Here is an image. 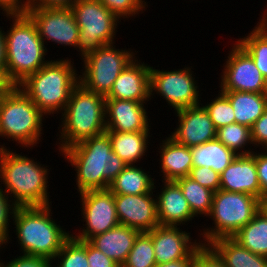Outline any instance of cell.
Masks as SVG:
<instances>
[{
  "label": "cell",
  "mask_w": 267,
  "mask_h": 267,
  "mask_svg": "<svg viewBox=\"0 0 267 267\" xmlns=\"http://www.w3.org/2000/svg\"><path fill=\"white\" fill-rule=\"evenodd\" d=\"M174 115L178 118L176 128L168 135L177 143L191 148L216 138L217 129L202 103L176 111Z\"/></svg>",
  "instance_id": "obj_16"
},
{
  "label": "cell",
  "mask_w": 267,
  "mask_h": 267,
  "mask_svg": "<svg viewBox=\"0 0 267 267\" xmlns=\"http://www.w3.org/2000/svg\"><path fill=\"white\" fill-rule=\"evenodd\" d=\"M180 228V226L158 225L147 232L152 237L156 264L187 258L201 244L198 239L192 238L191 232L187 233Z\"/></svg>",
  "instance_id": "obj_17"
},
{
  "label": "cell",
  "mask_w": 267,
  "mask_h": 267,
  "mask_svg": "<svg viewBox=\"0 0 267 267\" xmlns=\"http://www.w3.org/2000/svg\"><path fill=\"white\" fill-rule=\"evenodd\" d=\"M148 102L131 100L106 99V131L139 132L150 131ZM149 120V121H148ZM150 127V128H149Z\"/></svg>",
  "instance_id": "obj_18"
},
{
  "label": "cell",
  "mask_w": 267,
  "mask_h": 267,
  "mask_svg": "<svg viewBox=\"0 0 267 267\" xmlns=\"http://www.w3.org/2000/svg\"><path fill=\"white\" fill-rule=\"evenodd\" d=\"M52 263V267H89L87 241L76 240L71 236L55 255Z\"/></svg>",
  "instance_id": "obj_33"
},
{
  "label": "cell",
  "mask_w": 267,
  "mask_h": 267,
  "mask_svg": "<svg viewBox=\"0 0 267 267\" xmlns=\"http://www.w3.org/2000/svg\"><path fill=\"white\" fill-rule=\"evenodd\" d=\"M255 164L257 167L258 181L261 187V201H267V149L255 150ZM258 152V153H257Z\"/></svg>",
  "instance_id": "obj_40"
},
{
  "label": "cell",
  "mask_w": 267,
  "mask_h": 267,
  "mask_svg": "<svg viewBox=\"0 0 267 267\" xmlns=\"http://www.w3.org/2000/svg\"><path fill=\"white\" fill-rule=\"evenodd\" d=\"M220 189L253 195L261 200V187L255 164V151L249 155H237L220 174Z\"/></svg>",
  "instance_id": "obj_20"
},
{
  "label": "cell",
  "mask_w": 267,
  "mask_h": 267,
  "mask_svg": "<svg viewBox=\"0 0 267 267\" xmlns=\"http://www.w3.org/2000/svg\"><path fill=\"white\" fill-rule=\"evenodd\" d=\"M176 182L180 186L183 196L187 199L193 215L195 217L202 215L207 218L211 211L214 191L201 186L188 176L177 179Z\"/></svg>",
  "instance_id": "obj_30"
},
{
  "label": "cell",
  "mask_w": 267,
  "mask_h": 267,
  "mask_svg": "<svg viewBox=\"0 0 267 267\" xmlns=\"http://www.w3.org/2000/svg\"><path fill=\"white\" fill-rule=\"evenodd\" d=\"M87 260L89 267H120L114 260L97 250L87 241Z\"/></svg>",
  "instance_id": "obj_43"
},
{
  "label": "cell",
  "mask_w": 267,
  "mask_h": 267,
  "mask_svg": "<svg viewBox=\"0 0 267 267\" xmlns=\"http://www.w3.org/2000/svg\"><path fill=\"white\" fill-rule=\"evenodd\" d=\"M31 0H0L2 15L26 14Z\"/></svg>",
  "instance_id": "obj_44"
},
{
  "label": "cell",
  "mask_w": 267,
  "mask_h": 267,
  "mask_svg": "<svg viewBox=\"0 0 267 267\" xmlns=\"http://www.w3.org/2000/svg\"><path fill=\"white\" fill-rule=\"evenodd\" d=\"M114 201L120 224L139 232H149L160 225L154 193L114 194Z\"/></svg>",
  "instance_id": "obj_15"
},
{
  "label": "cell",
  "mask_w": 267,
  "mask_h": 267,
  "mask_svg": "<svg viewBox=\"0 0 267 267\" xmlns=\"http://www.w3.org/2000/svg\"><path fill=\"white\" fill-rule=\"evenodd\" d=\"M17 207L8 194L0 187V249L2 250L5 248V245L7 247L11 242L9 241L11 240L9 227Z\"/></svg>",
  "instance_id": "obj_37"
},
{
  "label": "cell",
  "mask_w": 267,
  "mask_h": 267,
  "mask_svg": "<svg viewBox=\"0 0 267 267\" xmlns=\"http://www.w3.org/2000/svg\"><path fill=\"white\" fill-rule=\"evenodd\" d=\"M160 141L158 148L160 159L159 174L164 181H176L177 179L189 176L192 164V154L190 148L177 143L169 135ZM162 142V143H161ZM160 150V151H159ZM161 162V163H160Z\"/></svg>",
  "instance_id": "obj_22"
},
{
  "label": "cell",
  "mask_w": 267,
  "mask_h": 267,
  "mask_svg": "<svg viewBox=\"0 0 267 267\" xmlns=\"http://www.w3.org/2000/svg\"><path fill=\"white\" fill-rule=\"evenodd\" d=\"M193 167H209L221 174L237 154L217 138L190 148Z\"/></svg>",
  "instance_id": "obj_28"
},
{
  "label": "cell",
  "mask_w": 267,
  "mask_h": 267,
  "mask_svg": "<svg viewBox=\"0 0 267 267\" xmlns=\"http://www.w3.org/2000/svg\"><path fill=\"white\" fill-rule=\"evenodd\" d=\"M112 143V151L115 152L127 165L140 163L146 156L149 148L150 131L118 132L106 131ZM149 143V144H148Z\"/></svg>",
  "instance_id": "obj_25"
},
{
  "label": "cell",
  "mask_w": 267,
  "mask_h": 267,
  "mask_svg": "<svg viewBox=\"0 0 267 267\" xmlns=\"http://www.w3.org/2000/svg\"><path fill=\"white\" fill-rule=\"evenodd\" d=\"M139 233L136 229L119 224L102 234L92 237L88 242L121 267Z\"/></svg>",
  "instance_id": "obj_23"
},
{
  "label": "cell",
  "mask_w": 267,
  "mask_h": 267,
  "mask_svg": "<svg viewBox=\"0 0 267 267\" xmlns=\"http://www.w3.org/2000/svg\"><path fill=\"white\" fill-rule=\"evenodd\" d=\"M267 9L262 13V18L259 19V22H257L260 26H262L267 31Z\"/></svg>",
  "instance_id": "obj_48"
},
{
  "label": "cell",
  "mask_w": 267,
  "mask_h": 267,
  "mask_svg": "<svg viewBox=\"0 0 267 267\" xmlns=\"http://www.w3.org/2000/svg\"><path fill=\"white\" fill-rule=\"evenodd\" d=\"M48 60L46 65L18 85L46 118L64 111L70 94L79 84L74 60L72 62L68 57Z\"/></svg>",
  "instance_id": "obj_4"
},
{
  "label": "cell",
  "mask_w": 267,
  "mask_h": 267,
  "mask_svg": "<svg viewBox=\"0 0 267 267\" xmlns=\"http://www.w3.org/2000/svg\"><path fill=\"white\" fill-rule=\"evenodd\" d=\"M160 193H156L157 214L160 225L184 226L195 219L187 199L176 181L162 180ZM188 224H185L187 223Z\"/></svg>",
  "instance_id": "obj_21"
},
{
  "label": "cell",
  "mask_w": 267,
  "mask_h": 267,
  "mask_svg": "<svg viewBox=\"0 0 267 267\" xmlns=\"http://www.w3.org/2000/svg\"><path fill=\"white\" fill-rule=\"evenodd\" d=\"M208 246L219 256L225 267H267V257L252 253L232 237L215 239Z\"/></svg>",
  "instance_id": "obj_24"
},
{
  "label": "cell",
  "mask_w": 267,
  "mask_h": 267,
  "mask_svg": "<svg viewBox=\"0 0 267 267\" xmlns=\"http://www.w3.org/2000/svg\"><path fill=\"white\" fill-rule=\"evenodd\" d=\"M251 133L254 148L267 149V107L252 126Z\"/></svg>",
  "instance_id": "obj_41"
},
{
  "label": "cell",
  "mask_w": 267,
  "mask_h": 267,
  "mask_svg": "<svg viewBox=\"0 0 267 267\" xmlns=\"http://www.w3.org/2000/svg\"><path fill=\"white\" fill-rule=\"evenodd\" d=\"M105 101L104 95L88 91L80 83L73 89L56 135L60 154L82 140L106 132Z\"/></svg>",
  "instance_id": "obj_6"
},
{
  "label": "cell",
  "mask_w": 267,
  "mask_h": 267,
  "mask_svg": "<svg viewBox=\"0 0 267 267\" xmlns=\"http://www.w3.org/2000/svg\"><path fill=\"white\" fill-rule=\"evenodd\" d=\"M188 177L214 192L220 189V174L209 167H193Z\"/></svg>",
  "instance_id": "obj_38"
},
{
  "label": "cell",
  "mask_w": 267,
  "mask_h": 267,
  "mask_svg": "<svg viewBox=\"0 0 267 267\" xmlns=\"http://www.w3.org/2000/svg\"><path fill=\"white\" fill-rule=\"evenodd\" d=\"M13 85H0V96L9 90Z\"/></svg>",
  "instance_id": "obj_50"
},
{
  "label": "cell",
  "mask_w": 267,
  "mask_h": 267,
  "mask_svg": "<svg viewBox=\"0 0 267 267\" xmlns=\"http://www.w3.org/2000/svg\"><path fill=\"white\" fill-rule=\"evenodd\" d=\"M140 164L127 165L117 177L110 183L109 190L113 194L139 195L144 193L157 192L156 182L150 171H145ZM156 185V186H155Z\"/></svg>",
  "instance_id": "obj_27"
},
{
  "label": "cell",
  "mask_w": 267,
  "mask_h": 267,
  "mask_svg": "<svg viewBox=\"0 0 267 267\" xmlns=\"http://www.w3.org/2000/svg\"><path fill=\"white\" fill-rule=\"evenodd\" d=\"M193 267H225V264L208 245H204L195 254Z\"/></svg>",
  "instance_id": "obj_42"
},
{
  "label": "cell",
  "mask_w": 267,
  "mask_h": 267,
  "mask_svg": "<svg viewBox=\"0 0 267 267\" xmlns=\"http://www.w3.org/2000/svg\"><path fill=\"white\" fill-rule=\"evenodd\" d=\"M7 62L5 31L0 26V68L5 72Z\"/></svg>",
  "instance_id": "obj_47"
},
{
  "label": "cell",
  "mask_w": 267,
  "mask_h": 267,
  "mask_svg": "<svg viewBox=\"0 0 267 267\" xmlns=\"http://www.w3.org/2000/svg\"><path fill=\"white\" fill-rule=\"evenodd\" d=\"M51 206L17 207L12 222L20 254L52 261L71 237V232L54 220Z\"/></svg>",
  "instance_id": "obj_3"
},
{
  "label": "cell",
  "mask_w": 267,
  "mask_h": 267,
  "mask_svg": "<svg viewBox=\"0 0 267 267\" xmlns=\"http://www.w3.org/2000/svg\"><path fill=\"white\" fill-rule=\"evenodd\" d=\"M156 265L152 237L147 232H140L121 267H155Z\"/></svg>",
  "instance_id": "obj_34"
},
{
  "label": "cell",
  "mask_w": 267,
  "mask_h": 267,
  "mask_svg": "<svg viewBox=\"0 0 267 267\" xmlns=\"http://www.w3.org/2000/svg\"><path fill=\"white\" fill-rule=\"evenodd\" d=\"M114 44L104 45L80 57L84 64L81 63L79 83L88 91L106 96L119 74L136 58L138 51L116 49Z\"/></svg>",
  "instance_id": "obj_10"
},
{
  "label": "cell",
  "mask_w": 267,
  "mask_h": 267,
  "mask_svg": "<svg viewBox=\"0 0 267 267\" xmlns=\"http://www.w3.org/2000/svg\"><path fill=\"white\" fill-rule=\"evenodd\" d=\"M223 64L219 91H245L267 93V80L252 57L235 41Z\"/></svg>",
  "instance_id": "obj_13"
},
{
  "label": "cell",
  "mask_w": 267,
  "mask_h": 267,
  "mask_svg": "<svg viewBox=\"0 0 267 267\" xmlns=\"http://www.w3.org/2000/svg\"><path fill=\"white\" fill-rule=\"evenodd\" d=\"M26 14L35 23L44 45L48 41L77 50L80 32L71 8H29Z\"/></svg>",
  "instance_id": "obj_14"
},
{
  "label": "cell",
  "mask_w": 267,
  "mask_h": 267,
  "mask_svg": "<svg viewBox=\"0 0 267 267\" xmlns=\"http://www.w3.org/2000/svg\"><path fill=\"white\" fill-rule=\"evenodd\" d=\"M230 101L235 122L252 128L267 107V93L221 91Z\"/></svg>",
  "instance_id": "obj_26"
},
{
  "label": "cell",
  "mask_w": 267,
  "mask_h": 267,
  "mask_svg": "<svg viewBox=\"0 0 267 267\" xmlns=\"http://www.w3.org/2000/svg\"><path fill=\"white\" fill-rule=\"evenodd\" d=\"M3 16L11 21L9 30L5 31V74L13 86H18L49 62L45 58L48 48L40 38L35 23L27 14Z\"/></svg>",
  "instance_id": "obj_5"
},
{
  "label": "cell",
  "mask_w": 267,
  "mask_h": 267,
  "mask_svg": "<svg viewBox=\"0 0 267 267\" xmlns=\"http://www.w3.org/2000/svg\"><path fill=\"white\" fill-rule=\"evenodd\" d=\"M136 57L119 74L106 99L151 101L150 70L151 66Z\"/></svg>",
  "instance_id": "obj_19"
},
{
  "label": "cell",
  "mask_w": 267,
  "mask_h": 267,
  "mask_svg": "<svg viewBox=\"0 0 267 267\" xmlns=\"http://www.w3.org/2000/svg\"><path fill=\"white\" fill-rule=\"evenodd\" d=\"M79 0H31L29 8H70Z\"/></svg>",
  "instance_id": "obj_45"
},
{
  "label": "cell",
  "mask_w": 267,
  "mask_h": 267,
  "mask_svg": "<svg viewBox=\"0 0 267 267\" xmlns=\"http://www.w3.org/2000/svg\"><path fill=\"white\" fill-rule=\"evenodd\" d=\"M252 29L247 36L240 37L236 42L252 57L267 80V31L258 23Z\"/></svg>",
  "instance_id": "obj_32"
},
{
  "label": "cell",
  "mask_w": 267,
  "mask_h": 267,
  "mask_svg": "<svg viewBox=\"0 0 267 267\" xmlns=\"http://www.w3.org/2000/svg\"><path fill=\"white\" fill-rule=\"evenodd\" d=\"M10 261L0 259V267H52V261L40 257L17 255ZM6 262V263H5Z\"/></svg>",
  "instance_id": "obj_39"
},
{
  "label": "cell",
  "mask_w": 267,
  "mask_h": 267,
  "mask_svg": "<svg viewBox=\"0 0 267 267\" xmlns=\"http://www.w3.org/2000/svg\"><path fill=\"white\" fill-rule=\"evenodd\" d=\"M83 228L71 236L76 240L89 241L119 225L116 213L114 194L109 190H89L79 193ZM75 234V235H74Z\"/></svg>",
  "instance_id": "obj_12"
},
{
  "label": "cell",
  "mask_w": 267,
  "mask_h": 267,
  "mask_svg": "<svg viewBox=\"0 0 267 267\" xmlns=\"http://www.w3.org/2000/svg\"><path fill=\"white\" fill-rule=\"evenodd\" d=\"M203 244H200L187 258H182L177 261L157 264L155 267H193L195 254L203 247Z\"/></svg>",
  "instance_id": "obj_46"
},
{
  "label": "cell",
  "mask_w": 267,
  "mask_h": 267,
  "mask_svg": "<svg viewBox=\"0 0 267 267\" xmlns=\"http://www.w3.org/2000/svg\"><path fill=\"white\" fill-rule=\"evenodd\" d=\"M216 138L237 155H249L256 150L252 148L253 141L251 128L236 122L218 128Z\"/></svg>",
  "instance_id": "obj_31"
},
{
  "label": "cell",
  "mask_w": 267,
  "mask_h": 267,
  "mask_svg": "<svg viewBox=\"0 0 267 267\" xmlns=\"http://www.w3.org/2000/svg\"><path fill=\"white\" fill-rule=\"evenodd\" d=\"M61 153L65 161L75 168V189L78 193L108 189L110 183L127 166L112 151V143L106 132L82 140Z\"/></svg>",
  "instance_id": "obj_1"
},
{
  "label": "cell",
  "mask_w": 267,
  "mask_h": 267,
  "mask_svg": "<svg viewBox=\"0 0 267 267\" xmlns=\"http://www.w3.org/2000/svg\"><path fill=\"white\" fill-rule=\"evenodd\" d=\"M264 205L253 195L219 189L214 192L211 211L207 216L212 219V226L200 230L199 241L208 245L215 239L234 236Z\"/></svg>",
  "instance_id": "obj_8"
},
{
  "label": "cell",
  "mask_w": 267,
  "mask_h": 267,
  "mask_svg": "<svg viewBox=\"0 0 267 267\" xmlns=\"http://www.w3.org/2000/svg\"><path fill=\"white\" fill-rule=\"evenodd\" d=\"M232 238L252 253L267 257V207L264 205Z\"/></svg>",
  "instance_id": "obj_29"
},
{
  "label": "cell",
  "mask_w": 267,
  "mask_h": 267,
  "mask_svg": "<svg viewBox=\"0 0 267 267\" xmlns=\"http://www.w3.org/2000/svg\"><path fill=\"white\" fill-rule=\"evenodd\" d=\"M0 85H12L6 77L5 72L0 68Z\"/></svg>",
  "instance_id": "obj_49"
},
{
  "label": "cell",
  "mask_w": 267,
  "mask_h": 267,
  "mask_svg": "<svg viewBox=\"0 0 267 267\" xmlns=\"http://www.w3.org/2000/svg\"><path fill=\"white\" fill-rule=\"evenodd\" d=\"M120 21L140 16L147 10L148 4L145 0H100ZM144 10V11H143ZM123 18V19H122Z\"/></svg>",
  "instance_id": "obj_36"
},
{
  "label": "cell",
  "mask_w": 267,
  "mask_h": 267,
  "mask_svg": "<svg viewBox=\"0 0 267 267\" xmlns=\"http://www.w3.org/2000/svg\"><path fill=\"white\" fill-rule=\"evenodd\" d=\"M70 8L79 26L77 51L82 58L104 45L115 43L121 21L100 0H79Z\"/></svg>",
  "instance_id": "obj_9"
},
{
  "label": "cell",
  "mask_w": 267,
  "mask_h": 267,
  "mask_svg": "<svg viewBox=\"0 0 267 267\" xmlns=\"http://www.w3.org/2000/svg\"><path fill=\"white\" fill-rule=\"evenodd\" d=\"M220 93V94H219ZM216 129L235 123V114L229 99L221 92L210 102L204 103Z\"/></svg>",
  "instance_id": "obj_35"
},
{
  "label": "cell",
  "mask_w": 267,
  "mask_h": 267,
  "mask_svg": "<svg viewBox=\"0 0 267 267\" xmlns=\"http://www.w3.org/2000/svg\"><path fill=\"white\" fill-rule=\"evenodd\" d=\"M192 66L182 69L160 70L151 66L150 70V94L151 99L160 95L173 110L179 111L191 106L201 104V90L198 81L194 77ZM201 94H200V93Z\"/></svg>",
  "instance_id": "obj_11"
},
{
  "label": "cell",
  "mask_w": 267,
  "mask_h": 267,
  "mask_svg": "<svg viewBox=\"0 0 267 267\" xmlns=\"http://www.w3.org/2000/svg\"><path fill=\"white\" fill-rule=\"evenodd\" d=\"M14 151L0 145V187L18 207L52 205L48 166Z\"/></svg>",
  "instance_id": "obj_2"
},
{
  "label": "cell",
  "mask_w": 267,
  "mask_h": 267,
  "mask_svg": "<svg viewBox=\"0 0 267 267\" xmlns=\"http://www.w3.org/2000/svg\"><path fill=\"white\" fill-rule=\"evenodd\" d=\"M44 116L18 86H12L0 96V136L16 141V146L33 149L39 144Z\"/></svg>",
  "instance_id": "obj_7"
}]
</instances>
